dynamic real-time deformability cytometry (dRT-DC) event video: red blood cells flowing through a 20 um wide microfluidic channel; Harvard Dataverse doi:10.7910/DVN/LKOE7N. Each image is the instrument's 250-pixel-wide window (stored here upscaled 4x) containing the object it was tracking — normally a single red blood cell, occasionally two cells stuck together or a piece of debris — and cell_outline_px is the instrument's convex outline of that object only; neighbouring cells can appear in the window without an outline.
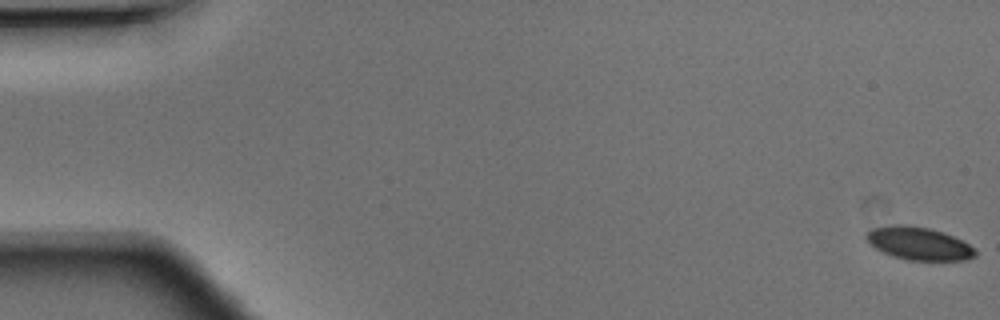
{"species": "Egyptian fruit bat (a non-hibernating species)", "species_latin": "Rousettus aegyptiacus", "temperature_condition": "warm", "stored_images_in_passage": 49, "camera_frame_rate_fps": 3000, "um_per_image_px": 0.085, "animal": {"sex": "male"}, "frame": {"image": 1, "passage_image": 1, "time_ms": 0.0, "image_size_px": [1000, 320], "cell_outline_px": [[976, 256], [964, 260], [908, 260], [884, 252], [876, 248], [864, 236], [872, 228], [892, 224], [904, 224], [928, 228], [944, 232], [976, 248]], "centroid_in_image_um": [78.12, 20.68], "position_along_channel_um": 6.9, "area_um2": 20.63}}
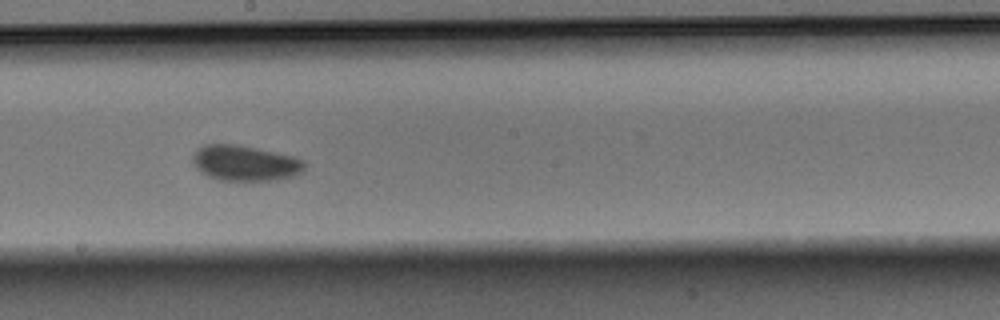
{"frame": {"image": 2, "passage_image": 28, "time_ms": 9.0, "image_size_px": [1000, 320], "cell_outline_px": [[304, 168], [300, 172], [292, 176], [272, 180], [220, 180], [208, 176], [200, 172], [192, 164], [192, 156], [204, 144], [236, 144], [256, 148], [292, 156], [304, 160]], "centroid_in_image_um": [20.78, 13.86], "position_along_channel_um": 227.4, "area_um2": 22.89}}
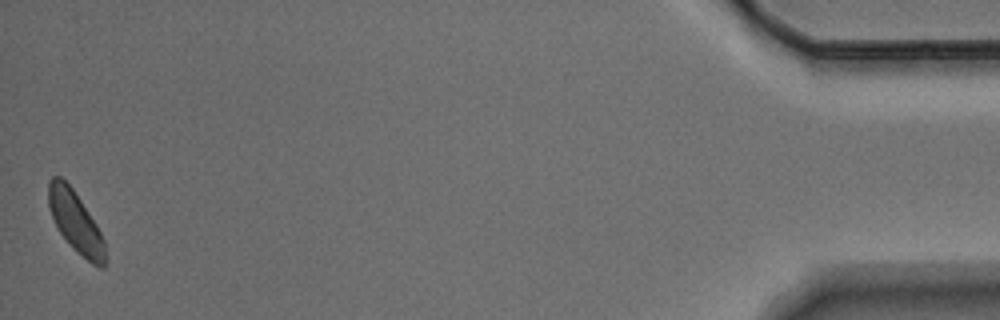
{"frame": {"image": 3, "passage_image": 49, "time_ms": 16.0, "image_size_px": [1000, 320], "cell_outline_px": [[108, 264], [104, 268], [100, 268], [92, 264], [76, 252], [72, 248], [56, 228], [48, 204], [48, 180], [52, 176], [60, 176], [72, 188], [96, 224], [104, 240]], "centroid_in_image_um": [6.44, 18.92], "position_along_channel_um": 428.8, "area_um2": 20.35}}